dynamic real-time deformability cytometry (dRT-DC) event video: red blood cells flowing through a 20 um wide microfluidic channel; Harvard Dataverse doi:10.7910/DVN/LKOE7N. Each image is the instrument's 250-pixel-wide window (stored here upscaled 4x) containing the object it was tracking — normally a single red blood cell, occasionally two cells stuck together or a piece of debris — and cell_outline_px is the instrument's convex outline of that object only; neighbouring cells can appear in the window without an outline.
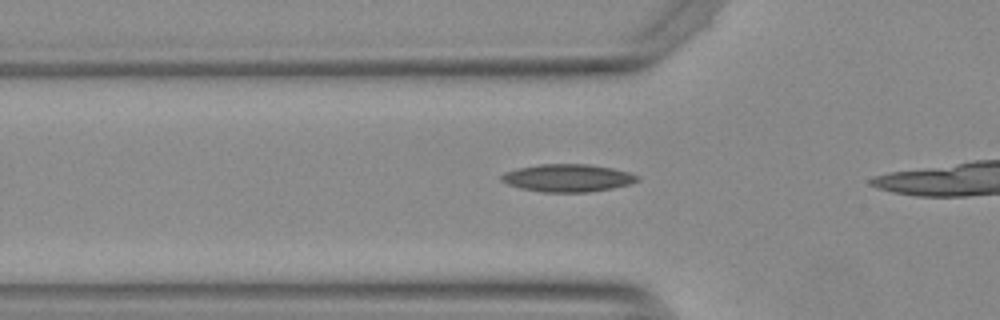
{"species": "Egyptian fruit bat (a non-hibernating species)", "species_latin": "Rousettus aegyptiacus", "temperature_condition": "warm", "stored_images_in_passage": 14, "camera_frame_rate_fps": 3000, "um_per_image_px": 0.085, "animal": {"sex": "female"}, "frame": {"image": 1, "passage_image": 5, "time_ms": 1.333, "image_size_px": [1000, 320], "cell_outline_px": [[640, 180], [628, 184], [612, 188], [588, 192], [540, 192], [520, 188], [508, 184], [500, 180], [500, 176], [504, 172], [516, 168], [540, 164], [588, 164], [612, 168], [628, 172], [640, 176]], "centroid_in_image_um": [48.22, 15.12], "position_along_channel_um": 77.6, "area_um2": 21.96}}
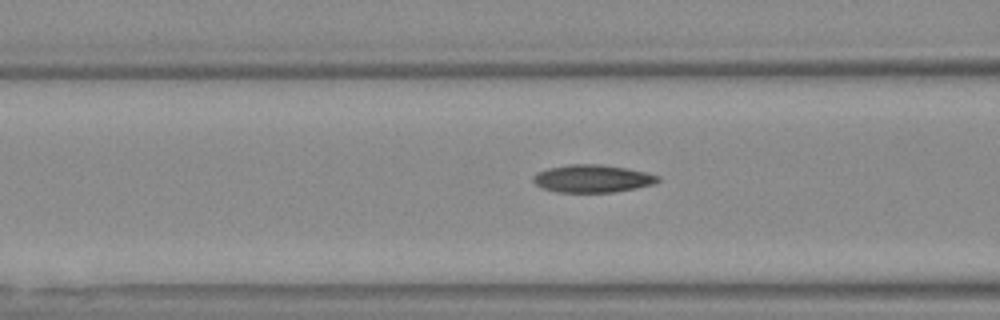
{"frame": {"image": 2, "passage_image": 8, "time_ms": 2.333, "image_size_px": [1000, 320], "cell_outline_px": [[660, 180], [652, 184], [636, 188], [612, 192], [556, 192], [544, 188], [536, 184], [532, 180], [532, 176], [536, 172], [548, 168], [568, 164], [600, 164], [628, 168], [660, 176]], "centroid_in_image_um": [50.33, 15.17], "position_along_channel_um": 116.3, "area_um2": 20.11}}
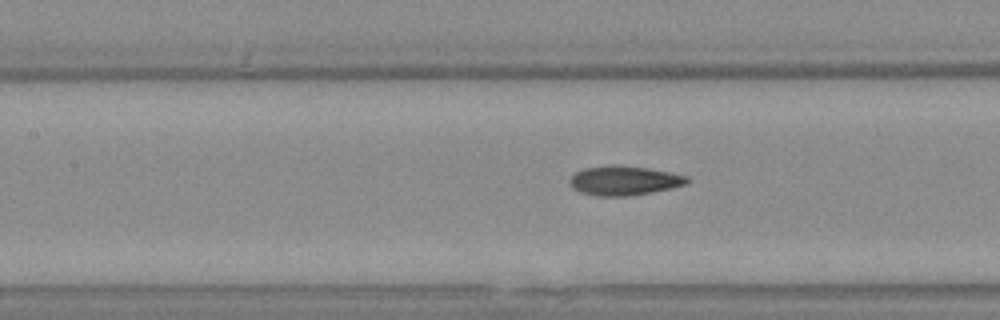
{"frame": {"image": 3, "passage_image": 11, "time_ms": 3.333, "image_size_px": [1000, 320], "cell_outline_px": [[688, 184], [628, 196], [600, 196], [580, 192], [572, 188], [568, 180], [576, 172], [584, 168], [608, 164], [616, 164], [648, 168], [688, 176]], "centroid_in_image_um": [53.0, 15.33], "position_along_channel_um": 154.4, "area_um2": 20.0}}